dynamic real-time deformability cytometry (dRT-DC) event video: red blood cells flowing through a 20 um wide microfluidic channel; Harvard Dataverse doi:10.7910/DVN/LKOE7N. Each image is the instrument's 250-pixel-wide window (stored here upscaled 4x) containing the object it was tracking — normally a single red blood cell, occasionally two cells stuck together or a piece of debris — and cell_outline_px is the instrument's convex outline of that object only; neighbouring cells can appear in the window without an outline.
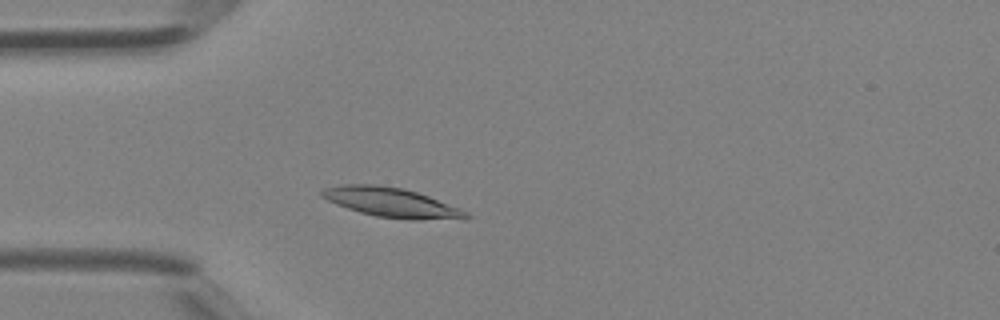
{"species": "Egyptian fruit bat (a non-hibernating species)", "species_latin": "Rousettus aegyptiacus", "temperature_condition": "room temperature", "stored_images_in_passage": 37, "camera_frame_rate_fps": 3000, "um_per_image_px": 0.085, "animal": {"sex": "female"}, "frame": {"image": 1, "passage_image": 7, "time_ms": 2.0, "image_size_px": [1000, 320], "cell_outline_px": [[472, 216], [468, 220], [408, 220], [376, 216], [360, 212], [336, 204], [320, 196], [320, 192], [324, 188], [344, 184], [376, 184], [404, 188], [428, 196], [460, 208], [468, 212]], "centroid_in_image_um": [33.35, 17.23], "position_along_channel_um": 51.6, "area_um2": 25.14}}
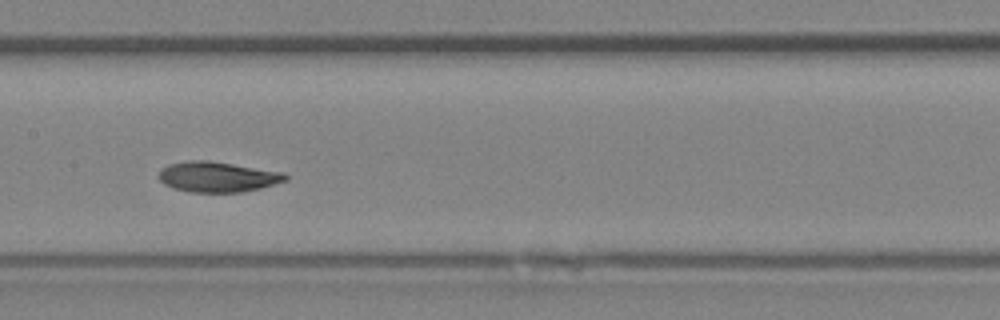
{"frame": {"image": 2, "passage_image": 16, "time_ms": 5.0, "image_size_px": [1000, 320], "cell_outline_px": [[288, 180], [260, 188], [240, 192], [188, 192], [172, 188], [164, 184], [156, 176], [168, 164], [188, 160], [208, 160], [284, 172], [288, 176]], "centroid_in_image_um": [18.48, 15.03], "position_along_channel_um": 188.9, "area_um2": 22.48}}
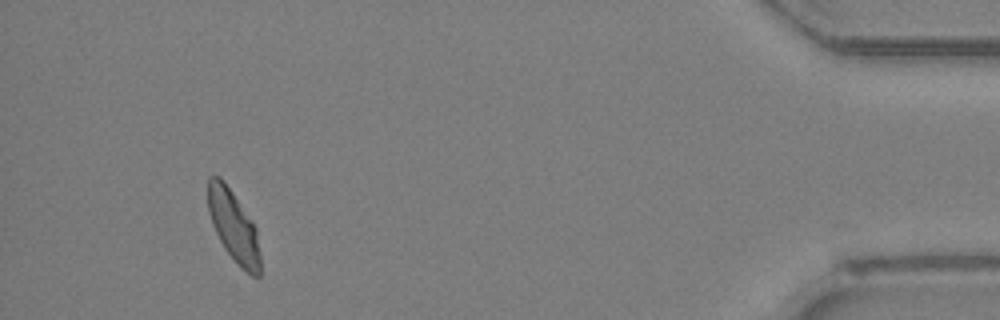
{"frame": {"image": 3, "passage_image": 34, "time_ms": 11.0, "image_size_px": [1000, 320], "cell_outline_px": [[260, 276], [252, 276], [224, 248], [212, 224], [208, 212], [208, 176], [220, 176], [224, 180], [256, 228], [260, 252]], "centroid_in_image_um": [19.84, 19.19], "position_along_channel_um": 415.4, "area_um2": 21.21}}